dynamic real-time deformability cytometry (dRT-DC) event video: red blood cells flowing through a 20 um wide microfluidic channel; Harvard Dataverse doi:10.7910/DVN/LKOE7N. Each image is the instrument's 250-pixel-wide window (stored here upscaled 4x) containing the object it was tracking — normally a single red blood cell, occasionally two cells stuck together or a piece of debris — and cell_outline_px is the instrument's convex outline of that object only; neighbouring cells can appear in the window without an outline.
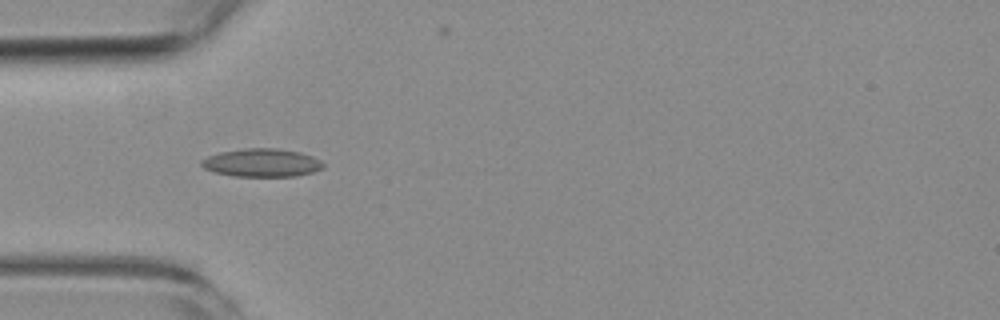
{"species": "common noctule bat (a hibernating species)", "species_latin": "Nyctalus noctula", "temperature_condition": "room temperature", "stored_images_in_passage": 4, "camera_frame_rate_fps": 3000, "um_per_image_px": 0.085, "animal": {"sex": "female", "body_mass_g": 19.3, "forearm_length_mm": 54.1}, "frame": {"image": 1, "passage_image": 3, "time_ms": 2.333, "image_size_px": [1000, 320], "cell_outline_px": [[324, 168], [312, 172], [296, 176], [232, 176], [212, 172], [204, 168], [200, 164], [200, 160], [208, 156], [220, 152], [244, 148], [276, 148], [300, 152], [312, 156], [320, 160], [324, 164]], "centroid_in_image_um": [22.23, 13.83], "position_along_channel_um": 62.8, "area_um2": 20.11}}
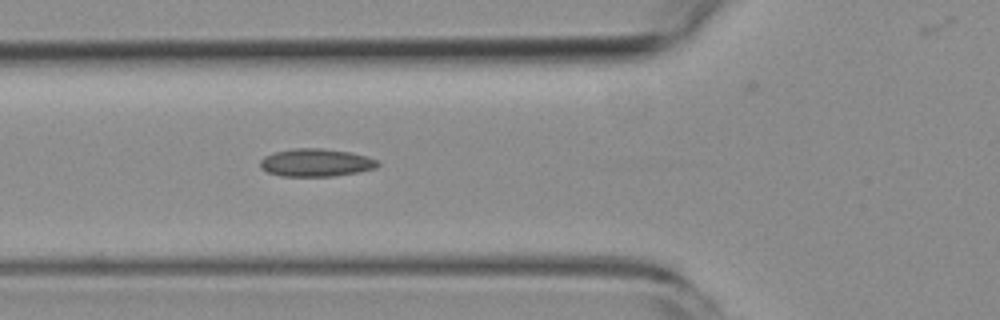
{"frame": {"image": 2, "passage_image": 4, "time_ms": 3.333, "image_size_px": [1000, 320], "cell_outline_px": [[380, 164], [376, 168], [336, 176], [280, 176], [268, 172], [260, 168], [260, 160], [264, 156], [276, 152], [292, 148], [324, 148], [348, 152], [368, 156], [380, 160]], "centroid_in_image_um": [26.87, 13.82], "position_along_channel_um": 98.9, "area_um2": 19.19}}